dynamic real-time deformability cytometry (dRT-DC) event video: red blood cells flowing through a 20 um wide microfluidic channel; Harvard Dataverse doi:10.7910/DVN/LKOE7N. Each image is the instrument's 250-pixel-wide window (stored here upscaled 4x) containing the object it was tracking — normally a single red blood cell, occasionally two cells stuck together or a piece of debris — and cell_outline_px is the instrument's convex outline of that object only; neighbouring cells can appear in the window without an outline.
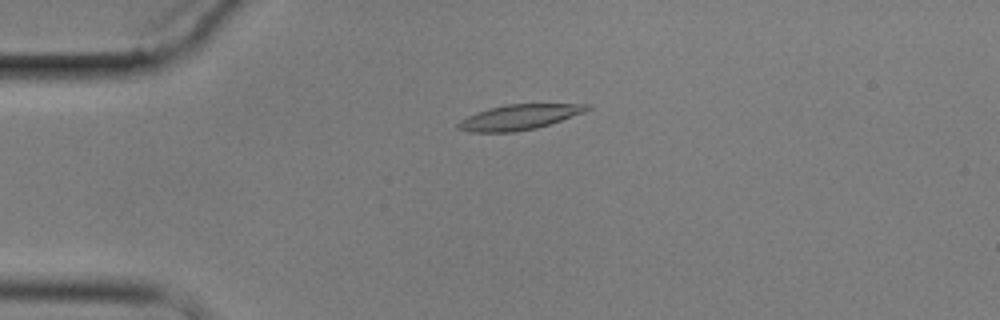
{"species": "common noctule bat (a hibernating species)", "species_latin": "Nyctalus noctula", "temperature_condition": "cold", "stored_images_in_passage": 5, "camera_frame_rate_fps": 3000, "um_per_image_px": 0.085, "animal": {"sex": "male", "body_mass_g": 17.9}, "frame": {"image": 1, "passage_image": 4, "time_ms": 3.667, "image_size_px": [1000, 320], "cell_outline_px": [[592, 108], [584, 112], [536, 128], [516, 132], [468, 132], [456, 128], [456, 124], [460, 120], [476, 112], [488, 108], [504, 104], [592, 104]], "centroid_in_image_um": [44.09, 9.95], "position_along_channel_um": 40.9, "area_um2": 18.96}}